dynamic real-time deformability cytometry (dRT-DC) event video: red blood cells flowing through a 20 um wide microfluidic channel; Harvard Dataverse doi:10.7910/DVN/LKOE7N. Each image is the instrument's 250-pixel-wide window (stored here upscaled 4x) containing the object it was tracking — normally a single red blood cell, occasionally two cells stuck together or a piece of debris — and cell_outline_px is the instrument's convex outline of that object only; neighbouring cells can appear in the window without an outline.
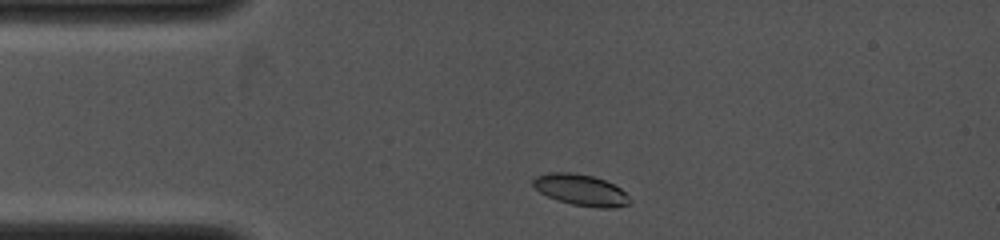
{"species": "common noctule bat (a hibernating species)", "species_latin": "Nyctalus noctula", "temperature_condition": "cold", "stored_images_in_passage": 42, "camera_frame_rate_fps": 4000, "um_per_image_px": 0.085, "animal": {"sex": "female", "body_mass_g": 19.0, "forearm_length_mm": 53.3}, "frame": {"image": 1, "passage_image": 3, "time_ms": 0.5, "image_size_px": [1000, 240], "cell_outline_px": [[632, 200], [628, 204], [616, 208], [600, 208], [572, 204], [548, 196], [540, 192], [532, 184], [532, 180], [536, 176], [548, 172], [572, 172], [592, 176], [604, 180], [620, 188]], "centroid_in_image_um": [49.38, 16.14], "position_along_channel_um": 35.6, "area_um2": 17.46}}
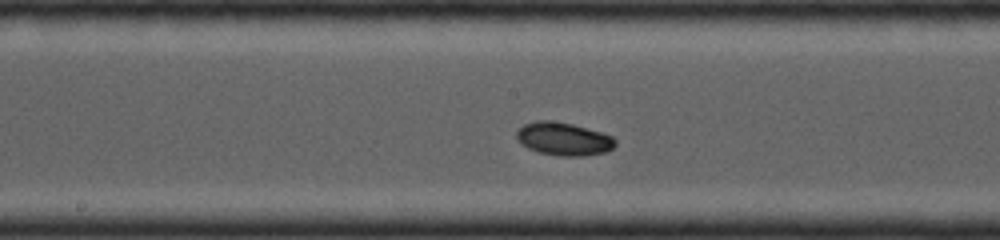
{"frame": {"image": 2, "passage_image": 20, "time_ms": 4.75, "image_size_px": [1000, 240], "cell_outline_px": [[616, 144], [612, 148], [604, 152], [584, 156], [556, 156], [540, 152], [528, 148], [520, 144], [516, 140], [516, 132], [524, 124], [536, 120], [552, 120], [572, 124], [600, 132], [612, 136], [616, 140]], "centroid_in_image_um": [47.87, 11.81], "position_along_channel_um": 200.3, "area_um2": 19.07}}
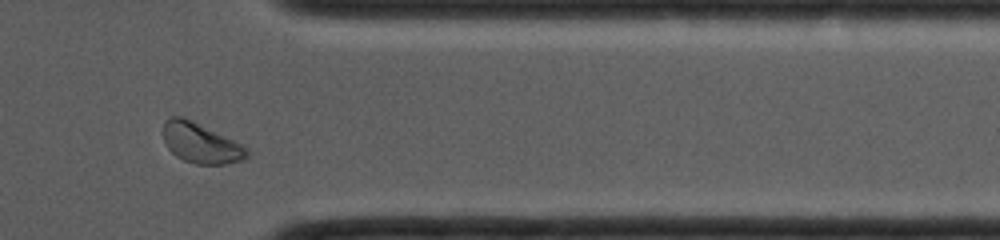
{"frame": {"image": 3, "passage_image": 37, "time_ms": 9.0, "image_size_px": [1000, 240], "cell_outline_px": [[248, 156], [244, 160], [224, 164], [196, 164], [184, 160], [176, 156], [168, 148], [164, 140], [164, 120], [172, 116], [184, 116], [248, 148]], "centroid_in_image_um": [17.05, 12.16], "position_along_channel_um": 394.4, "area_um2": 19.36}}